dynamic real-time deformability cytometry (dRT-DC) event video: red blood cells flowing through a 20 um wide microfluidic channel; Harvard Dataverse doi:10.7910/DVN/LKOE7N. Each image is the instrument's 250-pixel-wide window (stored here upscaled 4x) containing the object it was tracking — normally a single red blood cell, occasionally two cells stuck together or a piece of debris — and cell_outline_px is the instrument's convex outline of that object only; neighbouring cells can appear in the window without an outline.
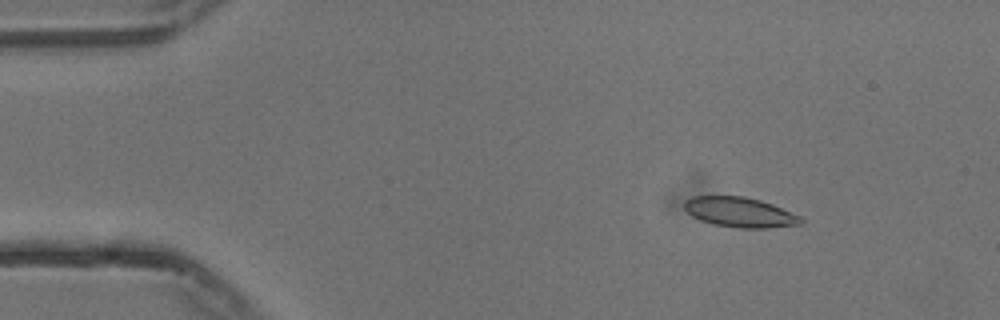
{"species": "common noctule bat (a hibernating species)", "species_latin": "Nyctalus noctula", "temperature_condition": "cold", "stored_images_in_passage": 48, "camera_frame_rate_fps": 3000, "um_per_image_px": 0.085, "animal": {"sex": "male", "body_mass_g": 13.3}, "frame": {"image": 1, "passage_image": 1, "time_ms": 0.0, "image_size_px": [1000, 320], "cell_outline_px": [[804, 220], [800, 224], [768, 228], [736, 228], [712, 224], [700, 220], [692, 216], [684, 208], [684, 200], [692, 196], [744, 196], [760, 200], [772, 204], [800, 216]], "centroid_in_image_um": [62.86, 18.04], "position_along_channel_um": 22.1, "area_um2": 20.4}}
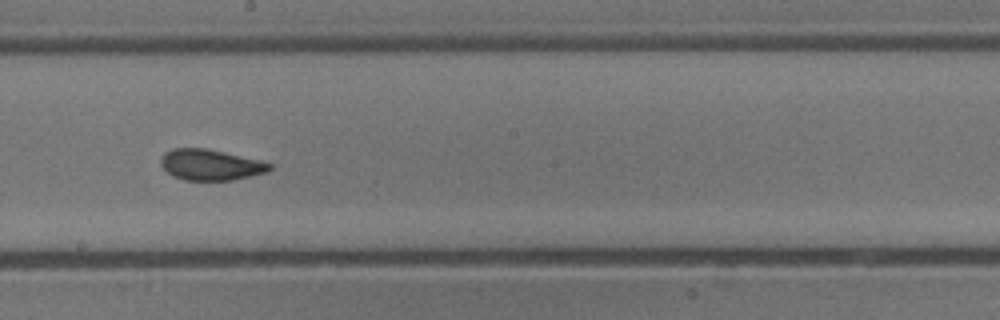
{"frame": {"image": 2, "passage_image": 24, "time_ms": 7.667, "image_size_px": [1000, 320], "cell_outline_px": [[272, 168], [268, 172], [252, 176], [232, 180], [184, 180], [172, 176], [160, 164], [160, 160], [164, 152], [172, 148], [204, 148], [224, 152], [260, 160], [272, 164]], "centroid_in_image_um": [17.9, 14.01], "position_along_channel_um": 230.3, "area_um2": 19.65}}
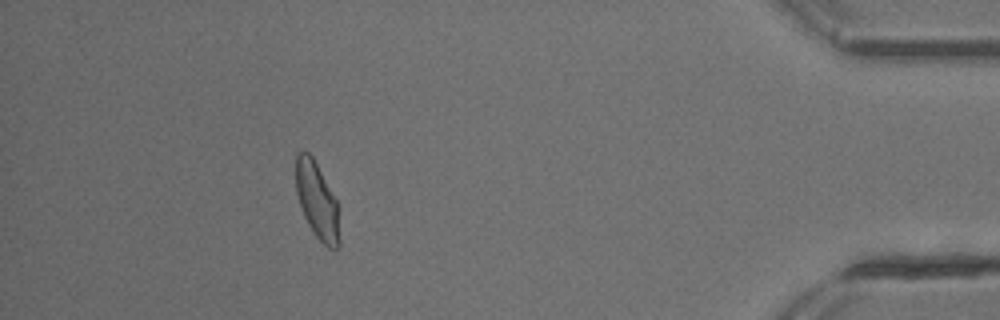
{"frame": {"image": 3, "passage_image": 43, "time_ms": 14.0, "image_size_px": [1000, 320], "cell_outline_px": [[340, 244], [336, 248], [328, 248], [316, 236], [308, 224], [304, 216], [296, 192], [296, 152], [304, 148], [312, 156], [336, 200], [340, 240]], "centroid_in_image_um": [26.93, 17.02], "position_along_channel_um": 408.3, "area_um2": 19.19}, "authors_computed_cell_mechanics": {"area_um2": 20.0277, "velocity_mm_per_s": 3.7259, "shape_relaxation_time_tau1_ms": null, "shape_relaxation_time_tau2_ms": 1.1311, "deformation_change_tau1": null, "deformation_change_tau2": 0.0571}}